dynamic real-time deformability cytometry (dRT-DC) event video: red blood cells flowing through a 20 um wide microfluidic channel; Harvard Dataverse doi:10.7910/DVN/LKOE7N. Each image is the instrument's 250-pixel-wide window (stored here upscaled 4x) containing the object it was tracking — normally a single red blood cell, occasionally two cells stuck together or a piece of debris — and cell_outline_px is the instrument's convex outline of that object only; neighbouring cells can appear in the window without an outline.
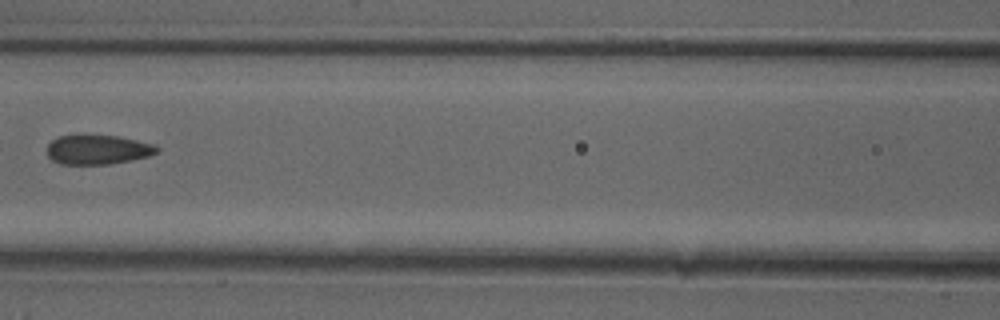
{"species": "common noctule bat (a hibernating species)", "species_latin": "Nyctalus noctula", "temperature_condition": "cold", "stored_images_in_passage": 5, "camera_frame_rate_fps": 3000, "um_per_image_px": 0.085, "animal": {"sex": "female"}, "frame": {"image": 1, "passage_image": 4, "time_ms": 1.0, "image_size_px": [1000, 320], "cell_outline_px": [[160, 148], [156, 152], [148, 156], [132, 160], [108, 164], [60, 164], [52, 160], [48, 156], [48, 144], [52, 140], [60, 136], [80, 132], [116, 136], [136, 140], [152, 144]], "centroid_in_image_um": [8.25, 12.68], "position_along_channel_um": 158.3, "area_um2": 19.31}}
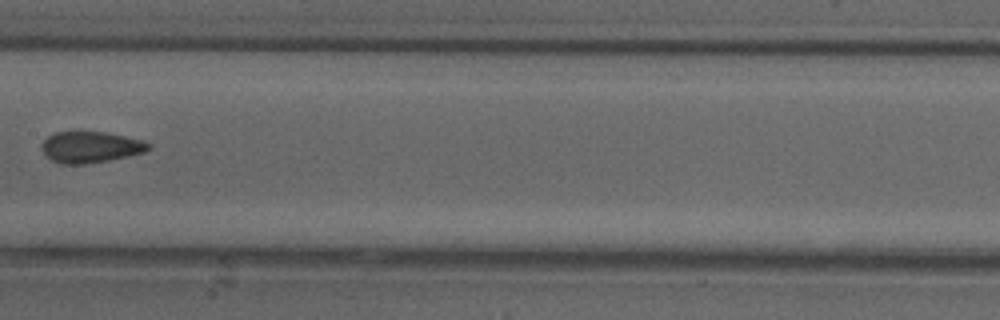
{"frame": {"image": 2, "passage_image": 5, "time_ms": 1.333, "image_size_px": [1000, 320], "cell_outline_px": [[152, 148], [144, 152], [128, 156], [108, 160], [84, 164], [60, 164], [52, 160], [44, 152], [40, 144], [48, 136], [56, 132], [108, 132], [144, 140], [152, 144]], "centroid_in_image_um": [7.74, 12.49], "position_along_channel_um": 199.7, "area_um2": 19.48}}